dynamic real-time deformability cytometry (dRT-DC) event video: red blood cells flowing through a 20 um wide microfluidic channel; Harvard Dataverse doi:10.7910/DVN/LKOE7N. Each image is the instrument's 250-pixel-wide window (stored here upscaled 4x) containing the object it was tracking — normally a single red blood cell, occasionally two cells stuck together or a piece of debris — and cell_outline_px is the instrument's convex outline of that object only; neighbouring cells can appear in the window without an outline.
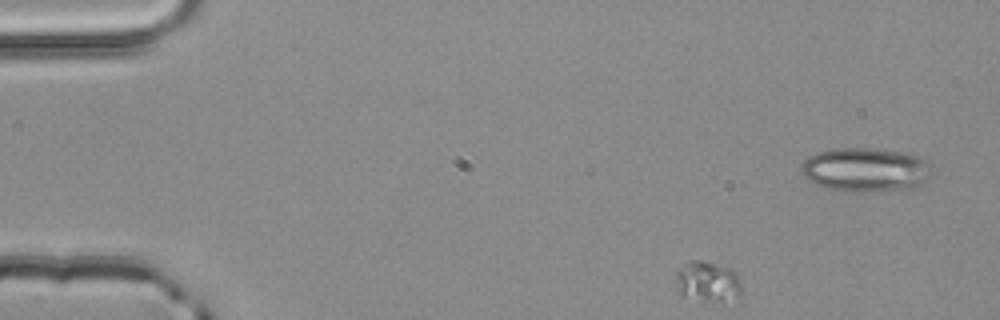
{"species": "common noctule bat (a hibernating species)", "species_latin": "Nyctalus noctula", "temperature_condition": "room temperature", "stored_images_in_passage": 3, "camera_frame_rate_fps": 3000, "um_per_image_px": 0.085, "animal": {"sex": "male", "body_mass_g": 20.4}, "frame": {"image": 1, "passage_image": 1, "time_ms": 0.0, "image_size_px": [1000, 320], "cell_outline_px": [[740, 296], [720, 300], [704, 300], [680, 292], [676, 288], [676, 272], [684, 264], [692, 260], [700, 260], [728, 268], [736, 276], [740, 284]], "centroid_in_image_um": [60.11, 23.9], "position_along_channel_um": 24.9, "area_um2": 14.57}}